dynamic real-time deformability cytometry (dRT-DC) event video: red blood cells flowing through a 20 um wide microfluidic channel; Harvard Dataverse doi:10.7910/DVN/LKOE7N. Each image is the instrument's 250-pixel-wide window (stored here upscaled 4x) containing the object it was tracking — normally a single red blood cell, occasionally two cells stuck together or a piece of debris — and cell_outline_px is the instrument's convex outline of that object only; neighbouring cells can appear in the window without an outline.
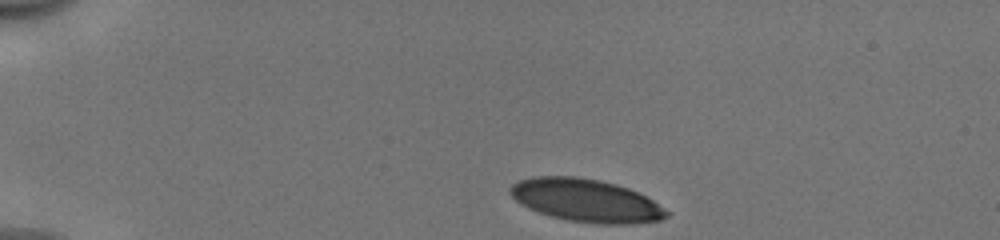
{"species": "human", "species_latin": "Homo sapiens", "temperature_condition": "cold", "stored_images_in_passage": 36, "camera_frame_rate_fps": 3000, "um_per_image_px": 0.085, "donor": {"sex": "male"}, "frame": {"image": 1, "passage_image": 1, "time_ms": 0.0, "image_size_px": [1000, 240], "cell_outline_px": [[668, 216], [660, 220], [636, 224], [600, 224], [568, 220], [552, 216], [528, 208], [520, 204], [508, 192], [508, 188], [512, 184], [520, 180], [536, 176], [576, 176], [600, 180], [616, 184], [628, 188], [652, 200], [668, 212]], "centroid_in_image_um": [49.79, 17.04], "position_along_channel_um": 35.2, "area_um2": 38.9}}
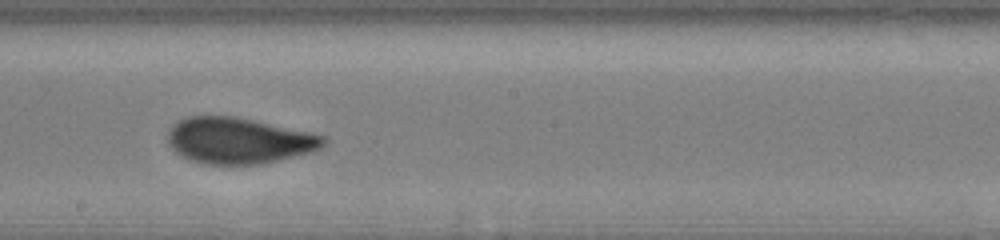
{"frame": {"image": 2, "passage_image": 21, "time_ms": 6.667, "image_size_px": [1000, 240], "cell_outline_px": [[328, 140], [320, 148], [312, 152], [280, 160], [260, 164], [204, 164], [192, 160], [176, 152], [168, 144], [168, 132], [172, 124], [188, 116], [236, 116], [308, 132], [324, 136]], "centroid_in_image_um": [20.29, 11.95], "position_along_channel_um": 227.9, "area_um2": 41.67}}
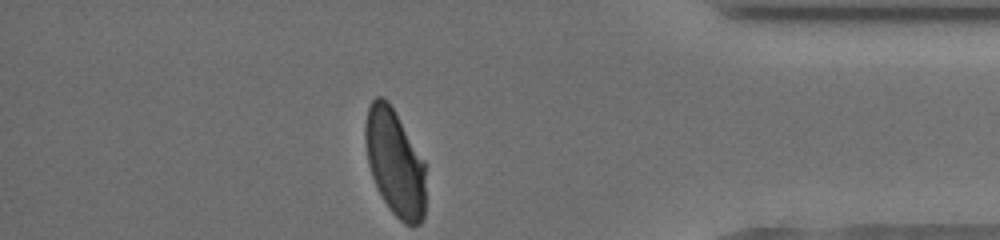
{"frame": {"image": 3, "passage_image": 36, "time_ms": 11.667, "image_size_px": [1000, 240], "cell_outline_px": [[424, 216], [420, 224], [404, 224], [392, 212], [384, 200], [372, 176], [368, 164], [364, 140], [364, 124], [368, 108], [372, 100], [376, 96], [380, 96], [388, 100], [424, 160]], "centroid_in_image_um": [33.54, 13.78], "position_along_channel_um": 401.7, "area_um2": 37.22}, "authors_computed_cell_mechanics": {"area_um2": 41.1247, "velocity_mm_per_s": 3.9542, "shape_relaxation_time_tau1_ms": 4.1828, "shape_relaxation_time_tau2_ms": null, "deformation_change_tau1": 0.1549, "deformation_change_tau2": null}}